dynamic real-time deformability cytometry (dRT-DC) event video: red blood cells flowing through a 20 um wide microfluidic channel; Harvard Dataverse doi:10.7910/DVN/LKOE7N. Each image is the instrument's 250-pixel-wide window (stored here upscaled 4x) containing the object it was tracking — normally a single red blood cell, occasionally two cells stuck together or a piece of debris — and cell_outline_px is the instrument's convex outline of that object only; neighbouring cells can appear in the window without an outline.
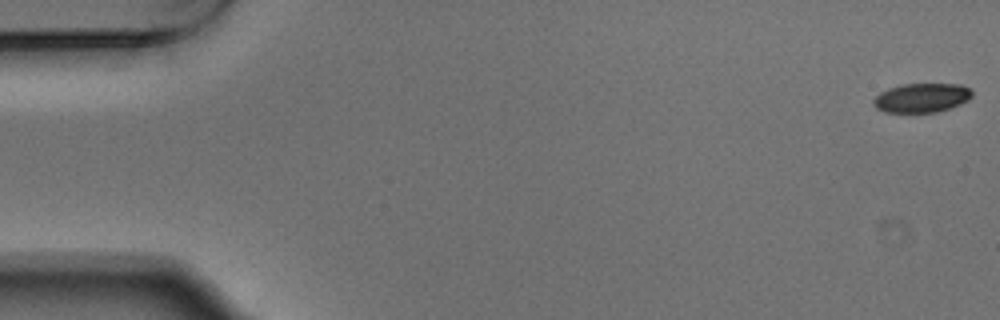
{"species": "Egyptian fruit bat (a non-hibernating species)", "species_latin": "Rousettus aegyptiacus", "temperature_condition": "warm", "stored_images_in_passage": 54, "camera_frame_rate_fps": 3000, "um_per_image_px": 0.085, "animal": {"sex": "male"}, "frame": {"image": 1, "passage_image": 1, "time_ms": 0.0, "image_size_px": [1000, 320], "cell_outline_px": [[972, 96], [968, 100], [960, 104], [936, 112], [884, 112], [876, 108], [872, 104], [872, 100], [880, 92], [888, 88], [904, 84], [960, 84], [972, 88]], "centroid_in_image_um": [78.33, 8.31], "position_along_channel_um": 6.7, "area_um2": 16.82}}
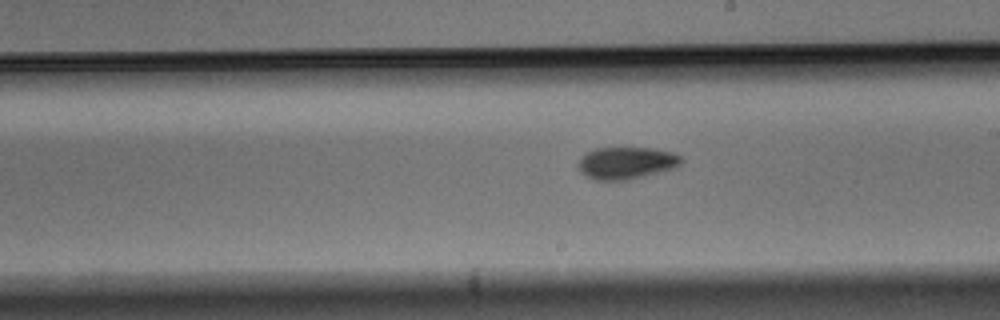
{"frame": {"image": 2, "passage_image": 31, "time_ms": 10.0, "image_size_px": [1000, 320], "cell_outline_px": [[684, 160], [676, 168], [644, 176], [624, 180], [596, 180], [580, 172], [576, 164], [580, 156], [584, 152], [596, 148], [652, 148], [672, 152], [680, 156]], "centroid_in_image_um": [53.21, 13.84], "position_along_channel_um": 235.8, "area_um2": 19.48}}
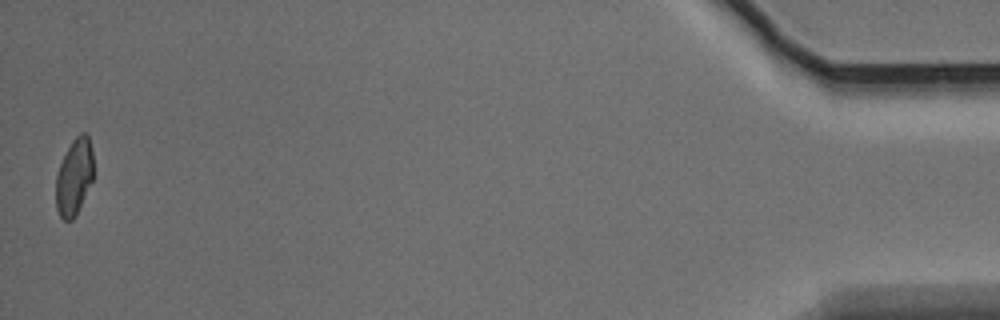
{"frame": {"image": 3, "passage_image": 54, "time_ms": 17.667, "image_size_px": [1000, 320], "cell_outline_px": [[92, 180], [72, 220], [64, 220], [60, 216], [56, 208], [56, 176], [60, 164], [72, 140], [80, 132], [84, 132], [88, 136], [92, 148]], "centroid_in_image_um": [6.29, 15.0], "position_along_channel_um": 428.9, "area_um2": 16.3}, "authors_computed_cell_mechanics": {"area_um2": 18.4382, "velocity_mm_per_s": 3.7337, "shape_relaxation_time_tau1_ms": 4.597, "shape_relaxation_time_tau2_ms": 4.3333, "deformation_change_tau1": 0.1275, "deformation_change_tau2": 0.0767}}